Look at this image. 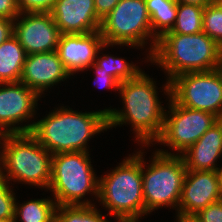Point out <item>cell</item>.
<instances>
[{
	"label": "cell",
	"instance_id": "6da1fadb",
	"mask_svg": "<svg viewBox=\"0 0 222 222\" xmlns=\"http://www.w3.org/2000/svg\"><path fill=\"white\" fill-rule=\"evenodd\" d=\"M145 71H141L134 79L119 84V97L123 109H107L108 129L123 124H131L135 133V142L141 147L153 144L161 135L165 109L158 97L157 84Z\"/></svg>",
	"mask_w": 222,
	"mask_h": 222
},
{
	"label": "cell",
	"instance_id": "7a4b0ae2",
	"mask_svg": "<svg viewBox=\"0 0 222 222\" xmlns=\"http://www.w3.org/2000/svg\"><path fill=\"white\" fill-rule=\"evenodd\" d=\"M65 107L61 104L41 120L34 121L30 134L52 155L89 152L87 144L91 137L108 129L107 108L78 112Z\"/></svg>",
	"mask_w": 222,
	"mask_h": 222
},
{
	"label": "cell",
	"instance_id": "3957f363",
	"mask_svg": "<svg viewBox=\"0 0 222 222\" xmlns=\"http://www.w3.org/2000/svg\"><path fill=\"white\" fill-rule=\"evenodd\" d=\"M150 62L164 69L167 81L188 72H207L222 67V47L205 32L164 34Z\"/></svg>",
	"mask_w": 222,
	"mask_h": 222
},
{
	"label": "cell",
	"instance_id": "277c9868",
	"mask_svg": "<svg viewBox=\"0 0 222 222\" xmlns=\"http://www.w3.org/2000/svg\"><path fill=\"white\" fill-rule=\"evenodd\" d=\"M98 202L117 222H139L144 216L141 150L99 177Z\"/></svg>",
	"mask_w": 222,
	"mask_h": 222
},
{
	"label": "cell",
	"instance_id": "5b68a950",
	"mask_svg": "<svg viewBox=\"0 0 222 222\" xmlns=\"http://www.w3.org/2000/svg\"><path fill=\"white\" fill-rule=\"evenodd\" d=\"M89 153L75 151L52 155L51 181L46 190L53 192L58 206L94 205L87 198L83 200L88 193L98 200L99 177H96Z\"/></svg>",
	"mask_w": 222,
	"mask_h": 222
},
{
	"label": "cell",
	"instance_id": "8992f818",
	"mask_svg": "<svg viewBox=\"0 0 222 222\" xmlns=\"http://www.w3.org/2000/svg\"><path fill=\"white\" fill-rule=\"evenodd\" d=\"M142 151V187L144 199V215L162 208L176 209L181 197L186 165L180 155L157 149L153 152L148 166ZM146 165V167H145Z\"/></svg>",
	"mask_w": 222,
	"mask_h": 222
},
{
	"label": "cell",
	"instance_id": "52a82bcc",
	"mask_svg": "<svg viewBox=\"0 0 222 222\" xmlns=\"http://www.w3.org/2000/svg\"><path fill=\"white\" fill-rule=\"evenodd\" d=\"M3 150L2 177L8 182L48 189L52 154L30 133L8 134Z\"/></svg>",
	"mask_w": 222,
	"mask_h": 222
},
{
	"label": "cell",
	"instance_id": "ba28073f",
	"mask_svg": "<svg viewBox=\"0 0 222 222\" xmlns=\"http://www.w3.org/2000/svg\"><path fill=\"white\" fill-rule=\"evenodd\" d=\"M100 34L105 43L141 49H144L142 47H145L148 44L147 40H150L149 53L146 54L148 61L158 43L152 34L145 0H120L101 20Z\"/></svg>",
	"mask_w": 222,
	"mask_h": 222
},
{
	"label": "cell",
	"instance_id": "9c48e42d",
	"mask_svg": "<svg viewBox=\"0 0 222 222\" xmlns=\"http://www.w3.org/2000/svg\"><path fill=\"white\" fill-rule=\"evenodd\" d=\"M162 89L169 101L168 110L165 111L164 126L160 137L154 144L167 146L175 152V155L183 153L193 145L219 118L213 113L186 108L179 105L171 97L170 81Z\"/></svg>",
	"mask_w": 222,
	"mask_h": 222
},
{
	"label": "cell",
	"instance_id": "30bf717a",
	"mask_svg": "<svg viewBox=\"0 0 222 222\" xmlns=\"http://www.w3.org/2000/svg\"><path fill=\"white\" fill-rule=\"evenodd\" d=\"M171 97L186 108L207 111L222 119V67L183 73L170 81Z\"/></svg>",
	"mask_w": 222,
	"mask_h": 222
},
{
	"label": "cell",
	"instance_id": "8fae6325",
	"mask_svg": "<svg viewBox=\"0 0 222 222\" xmlns=\"http://www.w3.org/2000/svg\"><path fill=\"white\" fill-rule=\"evenodd\" d=\"M39 100L40 96L21 82L0 83V129L9 134L30 133L34 122H28L36 115Z\"/></svg>",
	"mask_w": 222,
	"mask_h": 222
},
{
	"label": "cell",
	"instance_id": "7c38bea8",
	"mask_svg": "<svg viewBox=\"0 0 222 222\" xmlns=\"http://www.w3.org/2000/svg\"><path fill=\"white\" fill-rule=\"evenodd\" d=\"M13 35L27 55L56 51L61 32L50 13H21L14 19Z\"/></svg>",
	"mask_w": 222,
	"mask_h": 222
},
{
	"label": "cell",
	"instance_id": "4fadbf2b",
	"mask_svg": "<svg viewBox=\"0 0 222 222\" xmlns=\"http://www.w3.org/2000/svg\"><path fill=\"white\" fill-rule=\"evenodd\" d=\"M221 200L218 171L187 170L178 206V218H192Z\"/></svg>",
	"mask_w": 222,
	"mask_h": 222
},
{
	"label": "cell",
	"instance_id": "5bb4252c",
	"mask_svg": "<svg viewBox=\"0 0 222 222\" xmlns=\"http://www.w3.org/2000/svg\"><path fill=\"white\" fill-rule=\"evenodd\" d=\"M71 77L56 51L26 55L19 82L40 97L54 85Z\"/></svg>",
	"mask_w": 222,
	"mask_h": 222
},
{
	"label": "cell",
	"instance_id": "9a60e30c",
	"mask_svg": "<svg viewBox=\"0 0 222 222\" xmlns=\"http://www.w3.org/2000/svg\"><path fill=\"white\" fill-rule=\"evenodd\" d=\"M100 31L61 34L56 52L70 75L89 69L104 44Z\"/></svg>",
	"mask_w": 222,
	"mask_h": 222
},
{
	"label": "cell",
	"instance_id": "2e32d148",
	"mask_svg": "<svg viewBox=\"0 0 222 222\" xmlns=\"http://www.w3.org/2000/svg\"><path fill=\"white\" fill-rule=\"evenodd\" d=\"M50 14L61 34L100 31L94 0H56Z\"/></svg>",
	"mask_w": 222,
	"mask_h": 222
},
{
	"label": "cell",
	"instance_id": "e0dca14e",
	"mask_svg": "<svg viewBox=\"0 0 222 222\" xmlns=\"http://www.w3.org/2000/svg\"><path fill=\"white\" fill-rule=\"evenodd\" d=\"M187 170L218 171L222 157V119L214 123L193 145L179 154Z\"/></svg>",
	"mask_w": 222,
	"mask_h": 222
},
{
	"label": "cell",
	"instance_id": "ac0fdd59",
	"mask_svg": "<svg viewBox=\"0 0 222 222\" xmlns=\"http://www.w3.org/2000/svg\"><path fill=\"white\" fill-rule=\"evenodd\" d=\"M26 55L14 35L0 44V83L19 82Z\"/></svg>",
	"mask_w": 222,
	"mask_h": 222
},
{
	"label": "cell",
	"instance_id": "d6986e66",
	"mask_svg": "<svg viewBox=\"0 0 222 222\" xmlns=\"http://www.w3.org/2000/svg\"><path fill=\"white\" fill-rule=\"evenodd\" d=\"M150 16L152 34L158 40L174 26L178 3L176 0H145Z\"/></svg>",
	"mask_w": 222,
	"mask_h": 222
},
{
	"label": "cell",
	"instance_id": "ffe728a7",
	"mask_svg": "<svg viewBox=\"0 0 222 222\" xmlns=\"http://www.w3.org/2000/svg\"><path fill=\"white\" fill-rule=\"evenodd\" d=\"M15 202V222H56L57 204L53 198ZM20 218V219H18Z\"/></svg>",
	"mask_w": 222,
	"mask_h": 222
},
{
	"label": "cell",
	"instance_id": "44dd1931",
	"mask_svg": "<svg viewBox=\"0 0 222 222\" xmlns=\"http://www.w3.org/2000/svg\"><path fill=\"white\" fill-rule=\"evenodd\" d=\"M114 47L115 44L104 43L97 53L95 64L98 66V72H105L111 75L119 84L123 81L134 79L142 69L133 62L129 63L122 57H115L111 54H99L108 47ZM99 55V56H98Z\"/></svg>",
	"mask_w": 222,
	"mask_h": 222
},
{
	"label": "cell",
	"instance_id": "7402d4cb",
	"mask_svg": "<svg viewBox=\"0 0 222 222\" xmlns=\"http://www.w3.org/2000/svg\"><path fill=\"white\" fill-rule=\"evenodd\" d=\"M205 6L178 3L177 17L171 31L165 34H198L203 31L202 19Z\"/></svg>",
	"mask_w": 222,
	"mask_h": 222
},
{
	"label": "cell",
	"instance_id": "603a6c76",
	"mask_svg": "<svg viewBox=\"0 0 222 222\" xmlns=\"http://www.w3.org/2000/svg\"><path fill=\"white\" fill-rule=\"evenodd\" d=\"M56 222H109L96 205L57 206Z\"/></svg>",
	"mask_w": 222,
	"mask_h": 222
},
{
	"label": "cell",
	"instance_id": "cb8c5ba5",
	"mask_svg": "<svg viewBox=\"0 0 222 222\" xmlns=\"http://www.w3.org/2000/svg\"><path fill=\"white\" fill-rule=\"evenodd\" d=\"M203 32L222 47V8L218 3H209L203 9Z\"/></svg>",
	"mask_w": 222,
	"mask_h": 222
},
{
	"label": "cell",
	"instance_id": "d4e9b609",
	"mask_svg": "<svg viewBox=\"0 0 222 222\" xmlns=\"http://www.w3.org/2000/svg\"><path fill=\"white\" fill-rule=\"evenodd\" d=\"M10 182L0 175V219L14 220L16 198Z\"/></svg>",
	"mask_w": 222,
	"mask_h": 222
},
{
	"label": "cell",
	"instance_id": "484cf974",
	"mask_svg": "<svg viewBox=\"0 0 222 222\" xmlns=\"http://www.w3.org/2000/svg\"><path fill=\"white\" fill-rule=\"evenodd\" d=\"M56 0H17L21 13H50Z\"/></svg>",
	"mask_w": 222,
	"mask_h": 222
},
{
	"label": "cell",
	"instance_id": "4316f807",
	"mask_svg": "<svg viewBox=\"0 0 222 222\" xmlns=\"http://www.w3.org/2000/svg\"><path fill=\"white\" fill-rule=\"evenodd\" d=\"M192 218L196 222H222V200L210 204Z\"/></svg>",
	"mask_w": 222,
	"mask_h": 222
},
{
	"label": "cell",
	"instance_id": "83f0119b",
	"mask_svg": "<svg viewBox=\"0 0 222 222\" xmlns=\"http://www.w3.org/2000/svg\"><path fill=\"white\" fill-rule=\"evenodd\" d=\"M91 68L95 69L96 77L94 79L95 85H99L101 88H108V89H115L118 90L119 88V83L108 73L105 72H98V66L93 63ZM98 87V86H97Z\"/></svg>",
	"mask_w": 222,
	"mask_h": 222
},
{
	"label": "cell",
	"instance_id": "f1b7e54d",
	"mask_svg": "<svg viewBox=\"0 0 222 222\" xmlns=\"http://www.w3.org/2000/svg\"><path fill=\"white\" fill-rule=\"evenodd\" d=\"M20 14L17 0H0V17L14 20Z\"/></svg>",
	"mask_w": 222,
	"mask_h": 222
},
{
	"label": "cell",
	"instance_id": "f546056e",
	"mask_svg": "<svg viewBox=\"0 0 222 222\" xmlns=\"http://www.w3.org/2000/svg\"><path fill=\"white\" fill-rule=\"evenodd\" d=\"M119 1L120 0H94L97 17L102 20L112 11Z\"/></svg>",
	"mask_w": 222,
	"mask_h": 222
},
{
	"label": "cell",
	"instance_id": "4dcf8cb0",
	"mask_svg": "<svg viewBox=\"0 0 222 222\" xmlns=\"http://www.w3.org/2000/svg\"><path fill=\"white\" fill-rule=\"evenodd\" d=\"M14 32V20L0 17V44L7 41Z\"/></svg>",
	"mask_w": 222,
	"mask_h": 222
},
{
	"label": "cell",
	"instance_id": "1f68e13d",
	"mask_svg": "<svg viewBox=\"0 0 222 222\" xmlns=\"http://www.w3.org/2000/svg\"><path fill=\"white\" fill-rule=\"evenodd\" d=\"M8 134L9 133H7L6 131L0 129V172H1V169H2L4 144H5V141H6V138H7Z\"/></svg>",
	"mask_w": 222,
	"mask_h": 222
},
{
	"label": "cell",
	"instance_id": "d6a6232c",
	"mask_svg": "<svg viewBox=\"0 0 222 222\" xmlns=\"http://www.w3.org/2000/svg\"><path fill=\"white\" fill-rule=\"evenodd\" d=\"M177 3L194 4L198 6H206L209 4L208 0H176Z\"/></svg>",
	"mask_w": 222,
	"mask_h": 222
},
{
	"label": "cell",
	"instance_id": "836d02e7",
	"mask_svg": "<svg viewBox=\"0 0 222 222\" xmlns=\"http://www.w3.org/2000/svg\"><path fill=\"white\" fill-rule=\"evenodd\" d=\"M218 178H219V191L222 200V167L218 170Z\"/></svg>",
	"mask_w": 222,
	"mask_h": 222
},
{
	"label": "cell",
	"instance_id": "e575fe53",
	"mask_svg": "<svg viewBox=\"0 0 222 222\" xmlns=\"http://www.w3.org/2000/svg\"><path fill=\"white\" fill-rule=\"evenodd\" d=\"M176 221L177 222H196L193 218H177Z\"/></svg>",
	"mask_w": 222,
	"mask_h": 222
},
{
	"label": "cell",
	"instance_id": "d590c367",
	"mask_svg": "<svg viewBox=\"0 0 222 222\" xmlns=\"http://www.w3.org/2000/svg\"><path fill=\"white\" fill-rule=\"evenodd\" d=\"M0 222H15V220H10V219H0Z\"/></svg>",
	"mask_w": 222,
	"mask_h": 222
},
{
	"label": "cell",
	"instance_id": "8d00e7d4",
	"mask_svg": "<svg viewBox=\"0 0 222 222\" xmlns=\"http://www.w3.org/2000/svg\"><path fill=\"white\" fill-rule=\"evenodd\" d=\"M220 0H208L209 3H218Z\"/></svg>",
	"mask_w": 222,
	"mask_h": 222
},
{
	"label": "cell",
	"instance_id": "74e56055",
	"mask_svg": "<svg viewBox=\"0 0 222 222\" xmlns=\"http://www.w3.org/2000/svg\"><path fill=\"white\" fill-rule=\"evenodd\" d=\"M218 4H219L220 7L222 8V0H220V1L218 2Z\"/></svg>",
	"mask_w": 222,
	"mask_h": 222
}]
</instances>
